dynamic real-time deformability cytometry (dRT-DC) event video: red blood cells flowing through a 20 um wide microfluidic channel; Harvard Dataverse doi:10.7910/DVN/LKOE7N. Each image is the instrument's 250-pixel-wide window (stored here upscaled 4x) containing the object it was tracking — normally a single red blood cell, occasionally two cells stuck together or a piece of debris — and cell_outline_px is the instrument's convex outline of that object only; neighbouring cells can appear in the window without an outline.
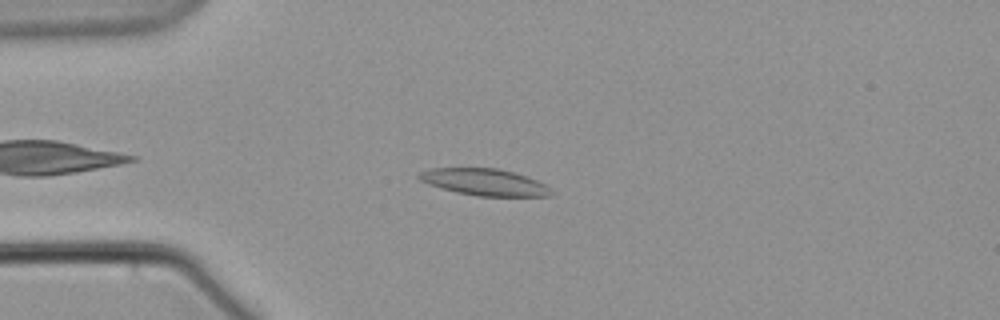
{"species": "common noctule bat (a hibernating species)", "species_latin": "Nyctalus noctula", "temperature_condition": "warm", "stored_images_in_passage": 50, "camera_frame_rate_fps": 3000, "um_per_image_px": 0.085, "animal": {"sex": "male", "body_mass_g": 21.5, "forearm_length_mm": 52.0}, "frame": {"image": 1, "passage_image": 7, "time_ms": 2.0, "image_size_px": [1000, 320], "cell_outline_px": [[556, 192], [552, 196], [476, 196], [456, 192], [440, 188], [428, 184], [420, 180], [416, 176], [420, 172], [432, 168], [496, 168], [528, 176], [544, 184]], "centroid_in_image_um": [41.2, 15.49], "position_along_channel_um": 43.8, "area_um2": 20.69}}
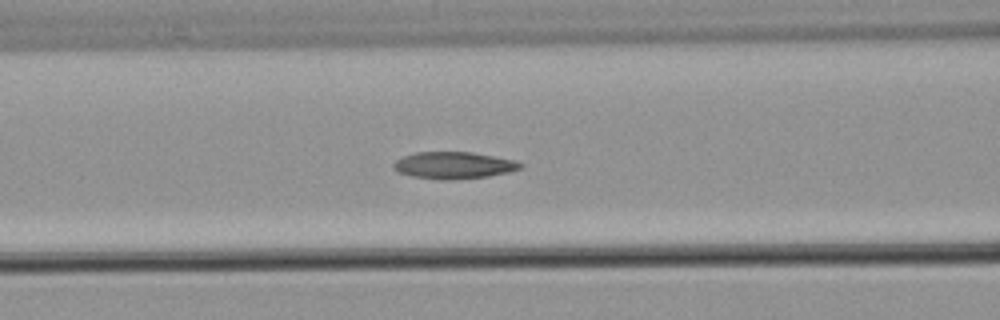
{"frame": {"image": 2, "passage_image": 16, "time_ms": 5.0, "image_size_px": [1000, 320], "cell_outline_px": [[524, 164], [520, 168], [508, 172], [488, 176], [448, 180], [440, 180], [412, 176], [396, 172], [392, 168], [392, 164], [396, 160], [404, 156], [416, 152], [472, 152], [516, 160]], "centroid_in_image_um": [38.54, 14.05], "position_along_channel_um": 128.1, "area_um2": 19.94}}
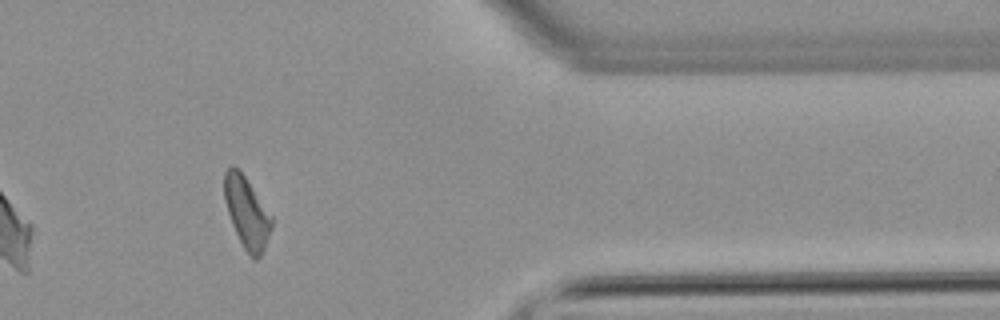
{"frame": {"image": 3, "passage_image": 40, "time_ms": 13.0, "image_size_px": [1000, 320], "cell_outline_px": [[272, 228], [264, 248], [260, 256], [256, 260], [252, 260], [244, 248], [232, 224], [224, 200], [224, 172], [232, 164], [244, 176], [272, 216]], "centroid_in_image_um": [20.97, 18.09], "position_along_channel_um": 390.4, "area_um2": 19.31}}